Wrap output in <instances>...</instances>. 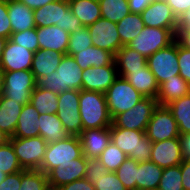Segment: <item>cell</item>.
<instances>
[{
	"label": "cell",
	"mask_w": 190,
	"mask_h": 190,
	"mask_svg": "<svg viewBox=\"0 0 190 190\" xmlns=\"http://www.w3.org/2000/svg\"><path fill=\"white\" fill-rule=\"evenodd\" d=\"M82 69L72 56L64 55L58 68L39 78L36 86L60 94L68 90H82Z\"/></svg>",
	"instance_id": "obj_1"
},
{
	"label": "cell",
	"mask_w": 190,
	"mask_h": 190,
	"mask_svg": "<svg viewBox=\"0 0 190 190\" xmlns=\"http://www.w3.org/2000/svg\"><path fill=\"white\" fill-rule=\"evenodd\" d=\"M33 13L36 28L58 26L71 34L83 27L72 13L68 0H55L33 10Z\"/></svg>",
	"instance_id": "obj_2"
},
{
	"label": "cell",
	"mask_w": 190,
	"mask_h": 190,
	"mask_svg": "<svg viewBox=\"0 0 190 190\" xmlns=\"http://www.w3.org/2000/svg\"><path fill=\"white\" fill-rule=\"evenodd\" d=\"M79 101L83 130L107 128L112 125L105 94L80 90Z\"/></svg>",
	"instance_id": "obj_3"
},
{
	"label": "cell",
	"mask_w": 190,
	"mask_h": 190,
	"mask_svg": "<svg viewBox=\"0 0 190 190\" xmlns=\"http://www.w3.org/2000/svg\"><path fill=\"white\" fill-rule=\"evenodd\" d=\"M111 141L129 158L138 163L150 160L152 141L145 135V131L131 130L110 126Z\"/></svg>",
	"instance_id": "obj_4"
},
{
	"label": "cell",
	"mask_w": 190,
	"mask_h": 190,
	"mask_svg": "<svg viewBox=\"0 0 190 190\" xmlns=\"http://www.w3.org/2000/svg\"><path fill=\"white\" fill-rule=\"evenodd\" d=\"M83 149L79 136H68L64 140L48 144L45 156L39 170L46 175L60 164L70 163L72 159L80 158Z\"/></svg>",
	"instance_id": "obj_5"
},
{
	"label": "cell",
	"mask_w": 190,
	"mask_h": 190,
	"mask_svg": "<svg viewBox=\"0 0 190 190\" xmlns=\"http://www.w3.org/2000/svg\"><path fill=\"white\" fill-rule=\"evenodd\" d=\"M112 120L119 114L132 109L144 97L123 77H118L105 93Z\"/></svg>",
	"instance_id": "obj_6"
},
{
	"label": "cell",
	"mask_w": 190,
	"mask_h": 190,
	"mask_svg": "<svg viewBox=\"0 0 190 190\" xmlns=\"http://www.w3.org/2000/svg\"><path fill=\"white\" fill-rule=\"evenodd\" d=\"M177 29L145 26L140 34L127 46L148 58L176 40Z\"/></svg>",
	"instance_id": "obj_7"
},
{
	"label": "cell",
	"mask_w": 190,
	"mask_h": 190,
	"mask_svg": "<svg viewBox=\"0 0 190 190\" xmlns=\"http://www.w3.org/2000/svg\"><path fill=\"white\" fill-rule=\"evenodd\" d=\"M9 141L23 170L40 169L48 145L43 137H11Z\"/></svg>",
	"instance_id": "obj_8"
},
{
	"label": "cell",
	"mask_w": 190,
	"mask_h": 190,
	"mask_svg": "<svg viewBox=\"0 0 190 190\" xmlns=\"http://www.w3.org/2000/svg\"><path fill=\"white\" fill-rule=\"evenodd\" d=\"M147 65L156 78L158 85L179 75L178 41L158 50L147 58Z\"/></svg>",
	"instance_id": "obj_9"
},
{
	"label": "cell",
	"mask_w": 190,
	"mask_h": 190,
	"mask_svg": "<svg viewBox=\"0 0 190 190\" xmlns=\"http://www.w3.org/2000/svg\"><path fill=\"white\" fill-rule=\"evenodd\" d=\"M36 87V79L31 70L4 72L2 96L25 105L30 102Z\"/></svg>",
	"instance_id": "obj_10"
},
{
	"label": "cell",
	"mask_w": 190,
	"mask_h": 190,
	"mask_svg": "<svg viewBox=\"0 0 190 190\" xmlns=\"http://www.w3.org/2000/svg\"><path fill=\"white\" fill-rule=\"evenodd\" d=\"M80 90L63 91L58 95L57 116L70 136H79L83 126L80 117Z\"/></svg>",
	"instance_id": "obj_11"
},
{
	"label": "cell",
	"mask_w": 190,
	"mask_h": 190,
	"mask_svg": "<svg viewBox=\"0 0 190 190\" xmlns=\"http://www.w3.org/2000/svg\"><path fill=\"white\" fill-rule=\"evenodd\" d=\"M158 105L157 99L144 97L132 109L117 115L112 124L115 127L146 131L148 122Z\"/></svg>",
	"instance_id": "obj_12"
},
{
	"label": "cell",
	"mask_w": 190,
	"mask_h": 190,
	"mask_svg": "<svg viewBox=\"0 0 190 190\" xmlns=\"http://www.w3.org/2000/svg\"><path fill=\"white\" fill-rule=\"evenodd\" d=\"M145 135L152 143L179 138L177 122L167 106H157L148 122Z\"/></svg>",
	"instance_id": "obj_13"
},
{
	"label": "cell",
	"mask_w": 190,
	"mask_h": 190,
	"mask_svg": "<svg viewBox=\"0 0 190 190\" xmlns=\"http://www.w3.org/2000/svg\"><path fill=\"white\" fill-rule=\"evenodd\" d=\"M87 28L95 47L111 52L115 56L123 46L118 34L117 23L100 18Z\"/></svg>",
	"instance_id": "obj_14"
},
{
	"label": "cell",
	"mask_w": 190,
	"mask_h": 190,
	"mask_svg": "<svg viewBox=\"0 0 190 190\" xmlns=\"http://www.w3.org/2000/svg\"><path fill=\"white\" fill-rule=\"evenodd\" d=\"M118 77L115 61L102 67H89L82 71V90L105 94Z\"/></svg>",
	"instance_id": "obj_15"
},
{
	"label": "cell",
	"mask_w": 190,
	"mask_h": 190,
	"mask_svg": "<svg viewBox=\"0 0 190 190\" xmlns=\"http://www.w3.org/2000/svg\"><path fill=\"white\" fill-rule=\"evenodd\" d=\"M86 166L87 158L84 155L80 158L72 159L70 163L60 164L47 174L49 187L58 189L75 180L83 179Z\"/></svg>",
	"instance_id": "obj_16"
},
{
	"label": "cell",
	"mask_w": 190,
	"mask_h": 190,
	"mask_svg": "<svg viewBox=\"0 0 190 190\" xmlns=\"http://www.w3.org/2000/svg\"><path fill=\"white\" fill-rule=\"evenodd\" d=\"M141 17L147 27L177 29V17L165 0H153Z\"/></svg>",
	"instance_id": "obj_17"
},
{
	"label": "cell",
	"mask_w": 190,
	"mask_h": 190,
	"mask_svg": "<svg viewBox=\"0 0 190 190\" xmlns=\"http://www.w3.org/2000/svg\"><path fill=\"white\" fill-rule=\"evenodd\" d=\"M34 52L11 42H6L3 50L0 68L4 72L31 70Z\"/></svg>",
	"instance_id": "obj_18"
},
{
	"label": "cell",
	"mask_w": 190,
	"mask_h": 190,
	"mask_svg": "<svg viewBox=\"0 0 190 190\" xmlns=\"http://www.w3.org/2000/svg\"><path fill=\"white\" fill-rule=\"evenodd\" d=\"M150 161L163 169L180 165L183 161V157L179 138L154 142L152 144Z\"/></svg>",
	"instance_id": "obj_19"
},
{
	"label": "cell",
	"mask_w": 190,
	"mask_h": 190,
	"mask_svg": "<svg viewBox=\"0 0 190 190\" xmlns=\"http://www.w3.org/2000/svg\"><path fill=\"white\" fill-rule=\"evenodd\" d=\"M83 155L87 158H98L111 142L110 127L82 130L79 135Z\"/></svg>",
	"instance_id": "obj_20"
},
{
	"label": "cell",
	"mask_w": 190,
	"mask_h": 190,
	"mask_svg": "<svg viewBox=\"0 0 190 190\" xmlns=\"http://www.w3.org/2000/svg\"><path fill=\"white\" fill-rule=\"evenodd\" d=\"M118 75L126 79L143 97L157 98L159 85L147 64L141 70L118 72Z\"/></svg>",
	"instance_id": "obj_21"
},
{
	"label": "cell",
	"mask_w": 190,
	"mask_h": 190,
	"mask_svg": "<svg viewBox=\"0 0 190 190\" xmlns=\"http://www.w3.org/2000/svg\"><path fill=\"white\" fill-rule=\"evenodd\" d=\"M39 49L58 51L67 55L70 34L58 26L36 28Z\"/></svg>",
	"instance_id": "obj_22"
},
{
	"label": "cell",
	"mask_w": 190,
	"mask_h": 190,
	"mask_svg": "<svg viewBox=\"0 0 190 190\" xmlns=\"http://www.w3.org/2000/svg\"><path fill=\"white\" fill-rule=\"evenodd\" d=\"M12 33L36 28L33 10L19 0H7Z\"/></svg>",
	"instance_id": "obj_23"
},
{
	"label": "cell",
	"mask_w": 190,
	"mask_h": 190,
	"mask_svg": "<svg viewBox=\"0 0 190 190\" xmlns=\"http://www.w3.org/2000/svg\"><path fill=\"white\" fill-rule=\"evenodd\" d=\"M65 54L58 51H49L38 49L34 53L32 60L31 72L33 73L36 81L39 78L46 77V75L53 73Z\"/></svg>",
	"instance_id": "obj_24"
},
{
	"label": "cell",
	"mask_w": 190,
	"mask_h": 190,
	"mask_svg": "<svg viewBox=\"0 0 190 190\" xmlns=\"http://www.w3.org/2000/svg\"><path fill=\"white\" fill-rule=\"evenodd\" d=\"M39 116V112L31 105L30 102L23 105L12 137L29 138L40 136L38 130Z\"/></svg>",
	"instance_id": "obj_25"
},
{
	"label": "cell",
	"mask_w": 190,
	"mask_h": 190,
	"mask_svg": "<svg viewBox=\"0 0 190 190\" xmlns=\"http://www.w3.org/2000/svg\"><path fill=\"white\" fill-rule=\"evenodd\" d=\"M72 57L82 70L89 67L110 65L115 60V56L111 52L95 47L94 45L84 50H78V53Z\"/></svg>",
	"instance_id": "obj_26"
},
{
	"label": "cell",
	"mask_w": 190,
	"mask_h": 190,
	"mask_svg": "<svg viewBox=\"0 0 190 190\" xmlns=\"http://www.w3.org/2000/svg\"><path fill=\"white\" fill-rule=\"evenodd\" d=\"M190 93V84L180 75L168 79L159 86L157 101L160 106H166L172 101Z\"/></svg>",
	"instance_id": "obj_27"
},
{
	"label": "cell",
	"mask_w": 190,
	"mask_h": 190,
	"mask_svg": "<svg viewBox=\"0 0 190 190\" xmlns=\"http://www.w3.org/2000/svg\"><path fill=\"white\" fill-rule=\"evenodd\" d=\"M23 105L18 102L0 97V130L7 134L10 138L15 132Z\"/></svg>",
	"instance_id": "obj_28"
},
{
	"label": "cell",
	"mask_w": 190,
	"mask_h": 190,
	"mask_svg": "<svg viewBox=\"0 0 190 190\" xmlns=\"http://www.w3.org/2000/svg\"><path fill=\"white\" fill-rule=\"evenodd\" d=\"M162 174L163 168L150 160L138 163L136 190L158 189Z\"/></svg>",
	"instance_id": "obj_29"
},
{
	"label": "cell",
	"mask_w": 190,
	"mask_h": 190,
	"mask_svg": "<svg viewBox=\"0 0 190 190\" xmlns=\"http://www.w3.org/2000/svg\"><path fill=\"white\" fill-rule=\"evenodd\" d=\"M38 130L47 144L64 140L69 136L57 114H41L39 116Z\"/></svg>",
	"instance_id": "obj_30"
},
{
	"label": "cell",
	"mask_w": 190,
	"mask_h": 190,
	"mask_svg": "<svg viewBox=\"0 0 190 190\" xmlns=\"http://www.w3.org/2000/svg\"><path fill=\"white\" fill-rule=\"evenodd\" d=\"M69 7L83 27L95 23L101 18V9L98 0H68Z\"/></svg>",
	"instance_id": "obj_31"
},
{
	"label": "cell",
	"mask_w": 190,
	"mask_h": 190,
	"mask_svg": "<svg viewBox=\"0 0 190 190\" xmlns=\"http://www.w3.org/2000/svg\"><path fill=\"white\" fill-rule=\"evenodd\" d=\"M115 64L118 72L141 70L147 64V58L127 45L122 46L115 54Z\"/></svg>",
	"instance_id": "obj_32"
},
{
	"label": "cell",
	"mask_w": 190,
	"mask_h": 190,
	"mask_svg": "<svg viewBox=\"0 0 190 190\" xmlns=\"http://www.w3.org/2000/svg\"><path fill=\"white\" fill-rule=\"evenodd\" d=\"M58 95L47 89L35 87L31 94L30 103L39 114H56L58 111Z\"/></svg>",
	"instance_id": "obj_33"
},
{
	"label": "cell",
	"mask_w": 190,
	"mask_h": 190,
	"mask_svg": "<svg viewBox=\"0 0 190 190\" xmlns=\"http://www.w3.org/2000/svg\"><path fill=\"white\" fill-rule=\"evenodd\" d=\"M145 24L142 21L141 14L129 13L117 23L118 34L121 44L128 45L142 32Z\"/></svg>",
	"instance_id": "obj_34"
},
{
	"label": "cell",
	"mask_w": 190,
	"mask_h": 190,
	"mask_svg": "<svg viewBox=\"0 0 190 190\" xmlns=\"http://www.w3.org/2000/svg\"><path fill=\"white\" fill-rule=\"evenodd\" d=\"M166 106L177 122L179 133H190V93Z\"/></svg>",
	"instance_id": "obj_35"
},
{
	"label": "cell",
	"mask_w": 190,
	"mask_h": 190,
	"mask_svg": "<svg viewBox=\"0 0 190 190\" xmlns=\"http://www.w3.org/2000/svg\"><path fill=\"white\" fill-rule=\"evenodd\" d=\"M101 18L118 23L131 13L128 0H98Z\"/></svg>",
	"instance_id": "obj_36"
},
{
	"label": "cell",
	"mask_w": 190,
	"mask_h": 190,
	"mask_svg": "<svg viewBox=\"0 0 190 190\" xmlns=\"http://www.w3.org/2000/svg\"><path fill=\"white\" fill-rule=\"evenodd\" d=\"M48 176L41 170H22L19 190H47Z\"/></svg>",
	"instance_id": "obj_37"
},
{
	"label": "cell",
	"mask_w": 190,
	"mask_h": 190,
	"mask_svg": "<svg viewBox=\"0 0 190 190\" xmlns=\"http://www.w3.org/2000/svg\"><path fill=\"white\" fill-rule=\"evenodd\" d=\"M127 157L128 156L111 141L98 159L108 171L115 172Z\"/></svg>",
	"instance_id": "obj_38"
},
{
	"label": "cell",
	"mask_w": 190,
	"mask_h": 190,
	"mask_svg": "<svg viewBox=\"0 0 190 190\" xmlns=\"http://www.w3.org/2000/svg\"><path fill=\"white\" fill-rule=\"evenodd\" d=\"M138 162L127 157V159L115 171L118 179L128 190H136Z\"/></svg>",
	"instance_id": "obj_39"
},
{
	"label": "cell",
	"mask_w": 190,
	"mask_h": 190,
	"mask_svg": "<svg viewBox=\"0 0 190 190\" xmlns=\"http://www.w3.org/2000/svg\"><path fill=\"white\" fill-rule=\"evenodd\" d=\"M0 170L7 175L23 170L10 141L0 146Z\"/></svg>",
	"instance_id": "obj_40"
},
{
	"label": "cell",
	"mask_w": 190,
	"mask_h": 190,
	"mask_svg": "<svg viewBox=\"0 0 190 190\" xmlns=\"http://www.w3.org/2000/svg\"><path fill=\"white\" fill-rule=\"evenodd\" d=\"M158 189L184 190L182 185L181 164L163 169Z\"/></svg>",
	"instance_id": "obj_41"
},
{
	"label": "cell",
	"mask_w": 190,
	"mask_h": 190,
	"mask_svg": "<svg viewBox=\"0 0 190 190\" xmlns=\"http://www.w3.org/2000/svg\"><path fill=\"white\" fill-rule=\"evenodd\" d=\"M92 39L87 27H82L74 33L70 34L67 48V55L73 56L78 50H84L92 46Z\"/></svg>",
	"instance_id": "obj_42"
},
{
	"label": "cell",
	"mask_w": 190,
	"mask_h": 190,
	"mask_svg": "<svg viewBox=\"0 0 190 190\" xmlns=\"http://www.w3.org/2000/svg\"><path fill=\"white\" fill-rule=\"evenodd\" d=\"M86 179L94 185L95 190H128L118 179L115 172L108 171L105 175L99 176L98 178Z\"/></svg>",
	"instance_id": "obj_43"
},
{
	"label": "cell",
	"mask_w": 190,
	"mask_h": 190,
	"mask_svg": "<svg viewBox=\"0 0 190 190\" xmlns=\"http://www.w3.org/2000/svg\"><path fill=\"white\" fill-rule=\"evenodd\" d=\"M9 40L15 44L23 46L28 50H31L34 53L39 49L36 28L27 29L23 32L12 33Z\"/></svg>",
	"instance_id": "obj_44"
},
{
	"label": "cell",
	"mask_w": 190,
	"mask_h": 190,
	"mask_svg": "<svg viewBox=\"0 0 190 190\" xmlns=\"http://www.w3.org/2000/svg\"><path fill=\"white\" fill-rule=\"evenodd\" d=\"M179 75L190 84V49L178 42Z\"/></svg>",
	"instance_id": "obj_45"
},
{
	"label": "cell",
	"mask_w": 190,
	"mask_h": 190,
	"mask_svg": "<svg viewBox=\"0 0 190 190\" xmlns=\"http://www.w3.org/2000/svg\"><path fill=\"white\" fill-rule=\"evenodd\" d=\"M12 27L8 17L7 0H0V37L9 39Z\"/></svg>",
	"instance_id": "obj_46"
},
{
	"label": "cell",
	"mask_w": 190,
	"mask_h": 190,
	"mask_svg": "<svg viewBox=\"0 0 190 190\" xmlns=\"http://www.w3.org/2000/svg\"><path fill=\"white\" fill-rule=\"evenodd\" d=\"M108 172L107 168L98 158L87 159L86 173L84 178H98Z\"/></svg>",
	"instance_id": "obj_47"
},
{
	"label": "cell",
	"mask_w": 190,
	"mask_h": 190,
	"mask_svg": "<svg viewBox=\"0 0 190 190\" xmlns=\"http://www.w3.org/2000/svg\"><path fill=\"white\" fill-rule=\"evenodd\" d=\"M21 185V171L8 174L0 183V190H19Z\"/></svg>",
	"instance_id": "obj_48"
},
{
	"label": "cell",
	"mask_w": 190,
	"mask_h": 190,
	"mask_svg": "<svg viewBox=\"0 0 190 190\" xmlns=\"http://www.w3.org/2000/svg\"><path fill=\"white\" fill-rule=\"evenodd\" d=\"M178 18L190 8V0H165Z\"/></svg>",
	"instance_id": "obj_49"
},
{
	"label": "cell",
	"mask_w": 190,
	"mask_h": 190,
	"mask_svg": "<svg viewBox=\"0 0 190 190\" xmlns=\"http://www.w3.org/2000/svg\"><path fill=\"white\" fill-rule=\"evenodd\" d=\"M59 190H95L92 183L88 182L86 178L75 180L64 186L58 188Z\"/></svg>",
	"instance_id": "obj_50"
},
{
	"label": "cell",
	"mask_w": 190,
	"mask_h": 190,
	"mask_svg": "<svg viewBox=\"0 0 190 190\" xmlns=\"http://www.w3.org/2000/svg\"><path fill=\"white\" fill-rule=\"evenodd\" d=\"M179 141L183 160H190V133L180 134Z\"/></svg>",
	"instance_id": "obj_51"
},
{
	"label": "cell",
	"mask_w": 190,
	"mask_h": 190,
	"mask_svg": "<svg viewBox=\"0 0 190 190\" xmlns=\"http://www.w3.org/2000/svg\"><path fill=\"white\" fill-rule=\"evenodd\" d=\"M182 185L184 190H190V160L181 163Z\"/></svg>",
	"instance_id": "obj_52"
},
{
	"label": "cell",
	"mask_w": 190,
	"mask_h": 190,
	"mask_svg": "<svg viewBox=\"0 0 190 190\" xmlns=\"http://www.w3.org/2000/svg\"><path fill=\"white\" fill-rule=\"evenodd\" d=\"M153 0H128L131 13L141 14Z\"/></svg>",
	"instance_id": "obj_53"
},
{
	"label": "cell",
	"mask_w": 190,
	"mask_h": 190,
	"mask_svg": "<svg viewBox=\"0 0 190 190\" xmlns=\"http://www.w3.org/2000/svg\"><path fill=\"white\" fill-rule=\"evenodd\" d=\"M176 40L185 48L190 49V28L178 29Z\"/></svg>",
	"instance_id": "obj_54"
},
{
	"label": "cell",
	"mask_w": 190,
	"mask_h": 190,
	"mask_svg": "<svg viewBox=\"0 0 190 190\" xmlns=\"http://www.w3.org/2000/svg\"><path fill=\"white\" fill-rule=\"evenodd\" d=\"M190 28V8L177 18V30Z\"/></svg>",
	"instance_id": "obj_55"
},
{
	"label": "cell",
	"mask_w": 190,
	"mask_h": 190,
	"mask_svg": "<svg viewBox=\"0 0 190 190\" xmlns=\"http://www.w3.org/2000/svg\"><path fill=\"white\" fill-rule=\"evenodd\" d=\"M24 3L27 7L32 10L38 9L48 3L54 2L55 0H19Z\"/></svg>",
	"instance_id": "obj_56"
},
{
	"label": "cell",
	"mask_w": 190,
	"mask_h": 190,
	"mask_svg": "<svg viewBox=\"0 0 190 190\" xmlns=\"http://www.w3.org/2000/svg\"><path fill=\"white\" fill-rule=\"evenodd\" d=\"M9 139L10 137L0 130V146H3L9 142Z\"/></svg>",
	"instance_id": "obj_57"
},
{
	"label": "cell",
	"mask_w": 190,
	"mask_h": 190,
	"mask_svg": "<svg viewBox=\"0 0 190 190\" xmlns=\"http://www.w3.org/2000/svg\"><path fill=\"white\" fill-rule=\"evenodd\" d=\"M7 40H8L7 38L0 37V62L2 59L3 50L5 48Z\"/></svg>",
	"instance_id": "obj_58"
},
{
	"label": "cell",
	"mask_w": 190,
	"mask_h": 190,
	"mask_svg": "<svg viewBox=\"0 0 190 190\" xmlns=\"http://www.w3.org/2000/svg\"><path fill=\"white\" fill-rule=\"evenodd\" d=\"M4 71L0 68V97L3 94Z\"/></svg>",
	"instance_id": "obj_59"
},
{
	"label": "cell",
	"mask_w": 190,
	"mask_h": 190,
	"mask_svg": "<svg viewBox=\"0 0 190 190\" xmlns=\"http://www.w3.org/2000/svg\"><path fill=\"white\" fill-rule=\"evenodd\" d=\"M7 174H5L4 172H2V170H0V183L6 178Z\"/></svg>",
	"instance_id": "obj_60"
},
{
	"label": "cell",
	"mask_w": 190,
	"mask_h": 190,
	"mask_svg": "<svg viewBox=\"0 0 190 190\" xmlns=\"http://www.w3.org/2000/svg\"><path fill=\"white\" fill-rule=\"evenodd\" d=\"M47 190H59V189L49 187Z\"/></svg>",
	"instance_id": "obj_61"
}]
</instances>
